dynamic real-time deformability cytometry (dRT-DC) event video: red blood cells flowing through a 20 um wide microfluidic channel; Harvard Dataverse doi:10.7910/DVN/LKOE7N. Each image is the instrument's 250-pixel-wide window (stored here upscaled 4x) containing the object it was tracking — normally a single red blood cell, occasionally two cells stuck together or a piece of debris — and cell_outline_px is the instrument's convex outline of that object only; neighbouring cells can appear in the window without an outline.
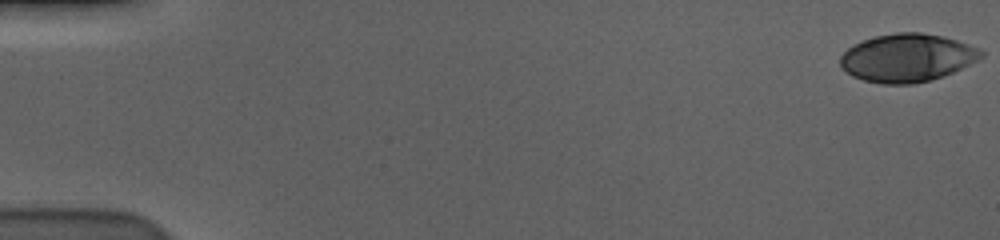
{"species": "human", "species_latin": "Homo sapiens", "temperature_condition": "cold", "stored_images_in_passage": 58, "camera_frame_rate_fps": 3000, "um_per_image_px": 0.085, "donor": {"sex": "male"}, "frame": {"image": 1, "passage_image": 1, "time_ms": 0.0, "image_size_px": [1000, 240], "cell_outline_px": [[984, 56], [980, 60], [944, 76], [912, 84], [880, 84], [864, 80], [852, 76], [840, 68], [840, 56], [848, 48], [864, 40], [876, 36], [896, 32], [920, 32], [944, 36], [980, 48], [984, 52]], "centroid_in_image_um": [77.13, 4.92], "position_along_channel_um": 7.9, "area_um2": 39.65}}
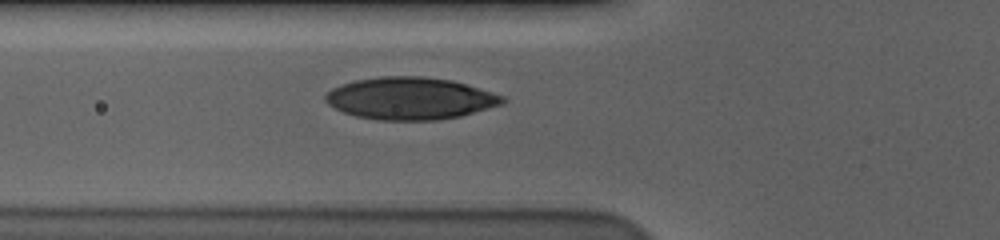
{"frame": {"image": 2, "passage_image": 22, "time_ms": 7.0, "image_size_px": [1000, 240], "cell_outline_px": [[508, 100], [504, 104], [460, 116], [436, 120], [376, 120], [356, 116], [344, 112], [328, 104], [324, 100], [324, 96], [332, 88], [340, 84], [356, 80], [380, 76], [420, 76], [452, 80], [492, 92], [504, 96]], "centroid_in_image_um": [34.87, 8.36], "position_along_channel_um": 90.9, "area_um2": 43.64}}
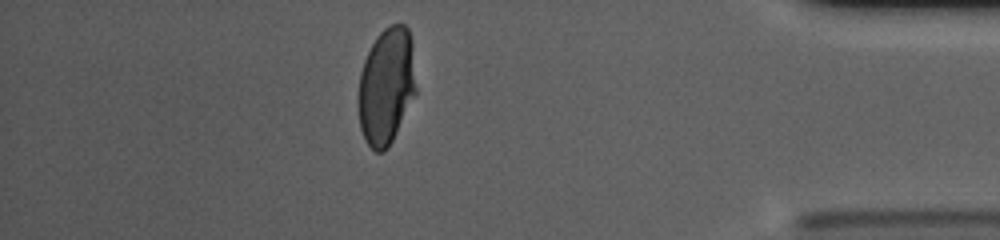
{"frame": {"image": 3, "passage_image": 51, "time_ms": 16.667, "image_size_px": [1000, 240], "cell_outline_px": [[416, 92], [388, 148], [384, 152], [376, 152], [364, 140], [360, 128], [356, 100], [360, 72], [364, 60], [376, 36], [384, 28], [392, 24], [404, 24], [408, 28], [412, 40], [416, 88]], "centroid_in_image_um": [32.81, 7.32], "position_along_channel_um": 402.4, "area_um2": 39.65}, "authors_computed_cell_mechanics": {"area_um2": 41.1247, "velocity_mm_per_s": 3.606, "shape_relaxation_time_tau1_ms": 6.2241, "shape_relaxation_time_tau2_ms": 0.8538, "deformation_change_tau1": 0.2011, "deformation_change_tau2": 0.0545}}